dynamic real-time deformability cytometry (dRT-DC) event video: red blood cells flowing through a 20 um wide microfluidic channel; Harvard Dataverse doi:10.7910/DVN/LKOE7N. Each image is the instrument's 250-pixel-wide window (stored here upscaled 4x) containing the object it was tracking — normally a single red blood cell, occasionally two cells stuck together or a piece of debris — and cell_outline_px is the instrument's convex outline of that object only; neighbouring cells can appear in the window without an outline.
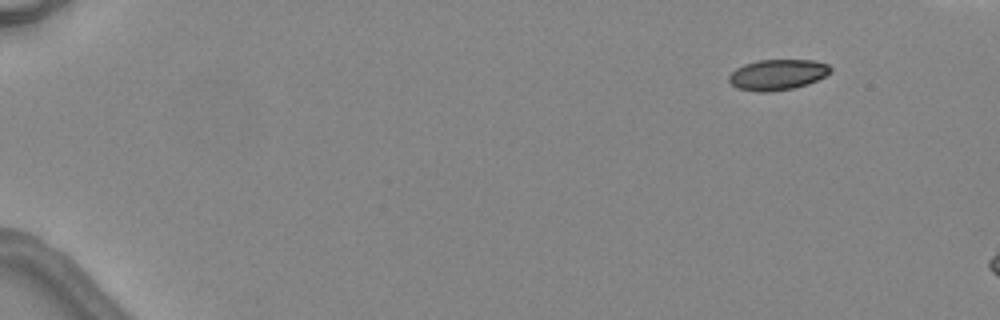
{"species": "common noctule bat (a hibernating species)", "species_latin": "Nyctalus noctula", "temperature_condition": "warm", "stored_images_in_passage": 3, "camera_frame_rate_fps": 3000, "um_per_image_px": 0.085, "animal": {"sex": "female", "body_mass_g": 24.6, "forearm_length_mm": 56.2}, "frame": {"image": 1, "passage_image": 1, "time_ms": 0.0, "image_size_px": [1000, 320], "cell_outline_px": [[832, 72], [808, 84], [792, 88], [768, 92], [756, 92], [736, 88], [728, 80], [728, 76], [736, 68], [744, 64], [760, 60], [812, 60], [828, 64], [832, 68]], "centroid_in_image_um": [66.08, 6.35], "position_along_channel_um": 18.9, "area_um2": 18.15}}